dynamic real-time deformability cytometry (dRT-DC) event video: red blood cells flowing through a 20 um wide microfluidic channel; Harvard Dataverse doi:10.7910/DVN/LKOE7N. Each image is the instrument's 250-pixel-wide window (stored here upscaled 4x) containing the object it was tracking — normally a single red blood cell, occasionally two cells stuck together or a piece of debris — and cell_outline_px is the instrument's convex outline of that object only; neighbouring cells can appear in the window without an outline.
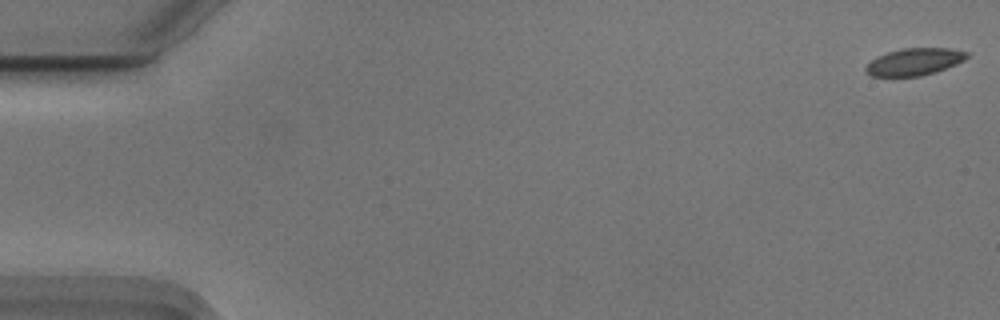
{"species": "Egyptian fruit bat (a non-hibernating species)", "species_latin": "Rousettus aegyptiacus", "temperature_condition": "cold", "stored_images_in_passage": 9, "camera_frame_rate_fps": 3000, "um_per_image_px": 0.085, "animal": {"sex": "male"}, "frame": {"image": 1, "passage_image": 1, "time_ms": 0.0, "image_size_px": [1000, 320], "cell_outline_px": [[968, 56], [964, 60], [956, 64], [936, 72], [920, 76], [872, 76], [864, 68], [876, 56], [888, 52], [904, 48], [948, 48], [968, 52]], "centroid_in_image_um": [77.73, 5.24], "position_along_channel_um": 7.3, "area_um2": 15.84}}